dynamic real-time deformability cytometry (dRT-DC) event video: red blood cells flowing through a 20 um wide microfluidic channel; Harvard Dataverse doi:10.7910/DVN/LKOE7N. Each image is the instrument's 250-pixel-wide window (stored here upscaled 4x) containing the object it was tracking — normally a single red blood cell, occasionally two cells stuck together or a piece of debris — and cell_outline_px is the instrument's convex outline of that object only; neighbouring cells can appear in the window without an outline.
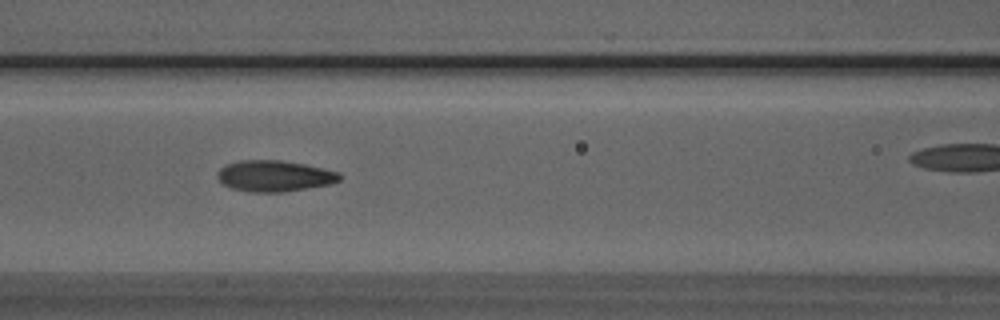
{"species": "Egyptian fruit bat (a non-hibernating species)", "species_latin": "Rousettus aegyptiacus", "temperature_condition": "room temperature", "stored_images_in_passage": 42, "camera_frame_rate_fps": 3000, "um_per_image_px": 0.085, "animal": {"sex": "male"}, "frame": {"image": 1, "passage_image": 22, "time_ms": 7.0, "image_size_px": [1000, 320], "cell_outline_px": [[340, 180], [332, 184], [284, 192], [252, 192], [232, 188], [224, 184], [216, 176], [216, 172], [220, 168], [228, 164], [240, 160], [280, 160], [304, 164], [340, 172]], "centroid_in_image_um": [23.34, 14.96], "position_along_channel_um": 143.3, "area_um2": 22.14}}
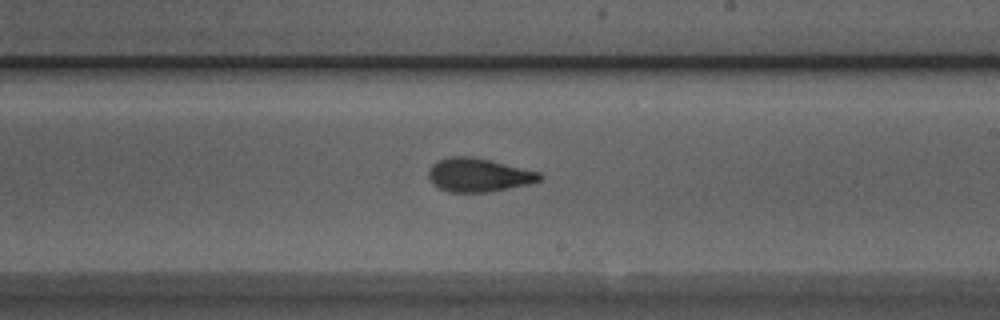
{"frame": {"image": 2, "passage_image": 30, "time_ms": 9.667, "image_size_px": [1000, 320], "cell_outline_px": [[544, 176], [540, 180], [532, 184], [488, 192], [448, 192], [432, 184], [428, 176], [428, 172], [432, 164], [436, 160], [448, 156], [472, 156], [492, 160], [540, 172]], "centroid_in_image_um": [40.69, 14.86], "position_along_channel_um": 248.3, "area_um2": 22.14}}
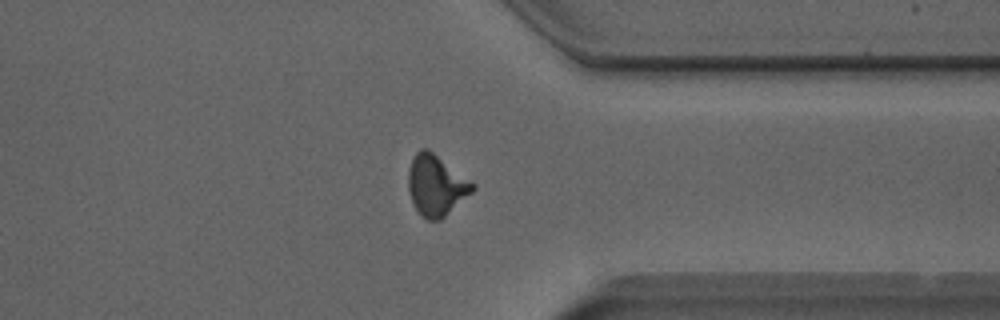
{"frame": {"image": 3, "passage_image": 40, "time_ms": 13.0, "image_size_px": [1000, 320], "cell_outline_px": [[476, 188], [472, 192], [440, 220], [428, 220], [412, 204], [408, 188], [408, 172], [412, 160], [416, 152], [420, 148], [428, 148], [476, 184]], "centroid_in_image_um": [37.07, 15.73], "position_along_channel_um": 374.3, "area_um2": 22.6}}